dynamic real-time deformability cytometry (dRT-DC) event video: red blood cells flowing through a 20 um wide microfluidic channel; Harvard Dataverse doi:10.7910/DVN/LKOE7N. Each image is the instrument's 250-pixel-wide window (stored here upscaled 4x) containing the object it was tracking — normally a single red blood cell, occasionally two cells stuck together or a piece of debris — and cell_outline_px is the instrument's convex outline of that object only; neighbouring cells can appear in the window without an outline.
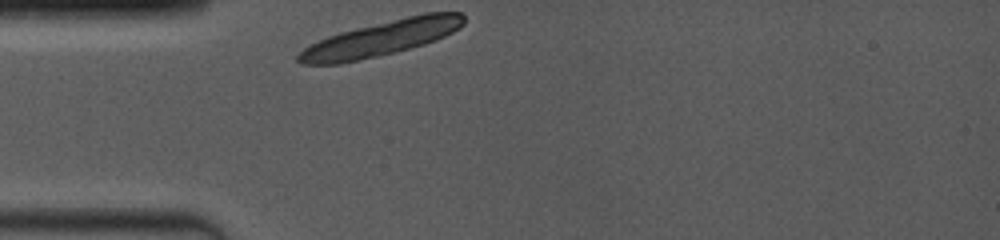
{"species": "common noctule bat (a hibernating species)", "species_latin": "Nyctalus noctula", "temperature_condition": "room temperature", "stored_images_in_passage": 1, "camera_frame_rate_fps": 4000, "um_per_image_px": 0.085, "animal": {"sex": "female", "body_mass_g": 19.0, "forearm_length_mm": 53.3}, "frame": {"image": 1, "passage_image": 1, "time_ms": 0.0, "image_size_px": [1000, 240], "cell_outline_px": [[464, 24], [460, 28], [436, 40], [424, 44], [360, 60], [340, 64], [300, 64], [296, 60], [296, 56], [304, 48], [328, 36], [340, 32], [356, 28], [424, 12], [460, 12], [464, 16]], "centroid_in_image_um": [32.4, 3.25], "position_along_channel_um": 52.6, "area_um2": 33.52}}